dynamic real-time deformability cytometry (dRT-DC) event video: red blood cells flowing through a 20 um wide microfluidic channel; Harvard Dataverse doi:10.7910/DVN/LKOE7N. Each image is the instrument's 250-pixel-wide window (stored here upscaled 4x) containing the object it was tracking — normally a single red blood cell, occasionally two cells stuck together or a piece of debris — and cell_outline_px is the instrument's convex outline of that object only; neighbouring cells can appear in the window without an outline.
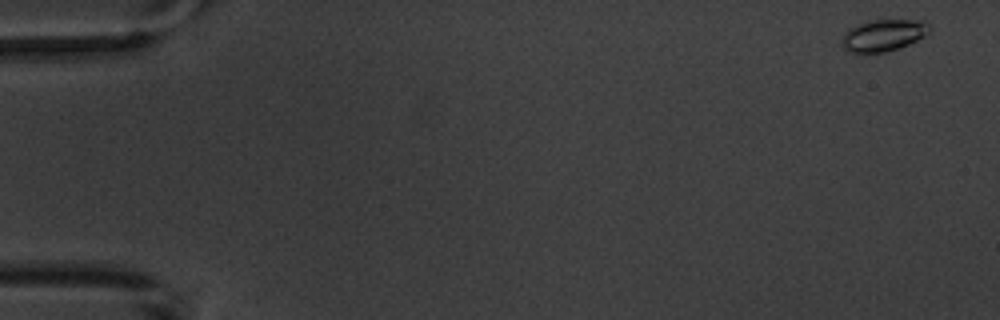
{"species": "common noctule bat (a hibernating species)", "species_latin": "Nyctalus noctula", "temperature_condition": "warm", "stored_images_in_passage": 5, "camera_frame_rate_fps": 3000, "um_per_image_px": 0.085, "animal": {"sex": "male", "body_mass_g": 20.1, "forearm_length_mm": 53.5}, "frame": {"image": 1, "passage_image": 1, "time_ms": 0.0, "image_size_px": [1000, 320], "cell_outline_px": [[932, 28], [924, 36], [908, 44], [884, 52], [860, 56], [848, 52], [840, 44], [840, 40], [844, 32], [848, 28], [872, 20], [924, 20]], "centroid_in_image_um": [75.0, 3.04], "position_along_channel_um": 10.0, "area_um2": 16.65}}